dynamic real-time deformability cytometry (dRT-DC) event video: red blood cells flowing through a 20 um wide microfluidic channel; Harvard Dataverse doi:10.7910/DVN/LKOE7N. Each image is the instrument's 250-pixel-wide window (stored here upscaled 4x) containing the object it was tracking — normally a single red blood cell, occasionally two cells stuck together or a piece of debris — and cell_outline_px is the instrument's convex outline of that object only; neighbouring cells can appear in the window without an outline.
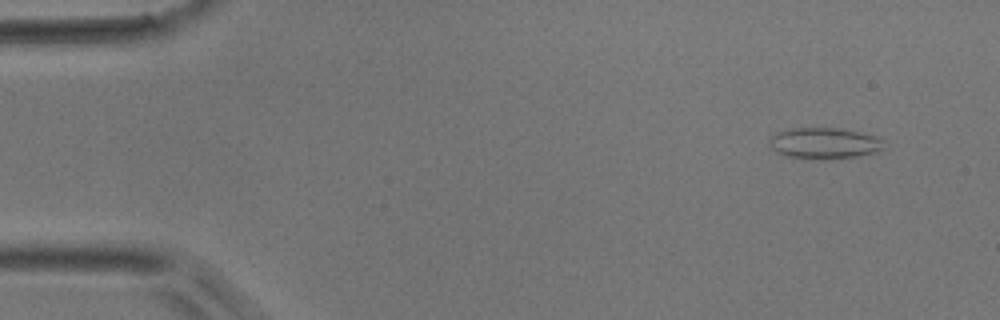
{"species": "common noctule bat (a hibernating species)", "species_latin": "Nyctalus noctula", "temperature_condition": "room temperature", "stored_images_in_passage": 44, "camera_frame_rate_fps": 3000, "um_per_image_px": 0.085, "animal": {"sex": "male", "body_mass_g": 17.9}, "frame": {"image": 1, "passage_image": 1, "time_ms": 0.0, "image_size_px": [1000, 320], "cell_outline_px": [[884, 148], [876, 152], [860, 156], [828, 160], [788, 156], [776, 152], [768, 144], [768, 140], [776, 132], [792, 128], [840, 128], [860, 132], [876, 136], [880, 140]], "centroid_in_image_um": [70.05, 12.18], "position_along_channel_um": 15.0, "area_um2": 20.87}}
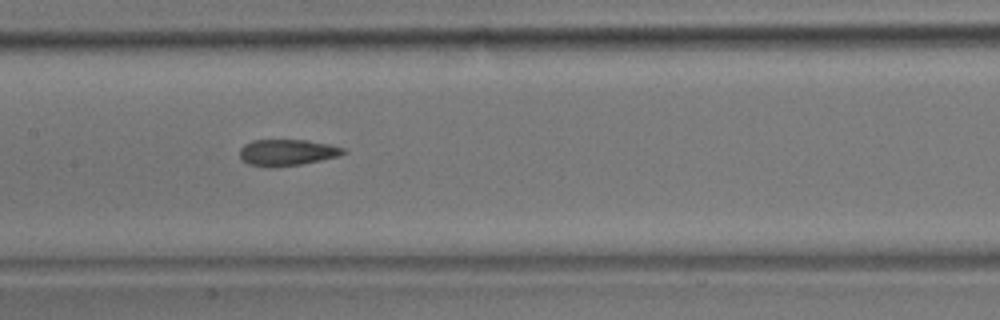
{"frame": {"image": 2, "passage_image": 20, "time_ms": 6.333, "image_size_px": [1000, 320], "cell_outline_px": [[348, 152], [340, 156], [300, 164], [276, 168], [264, 168], [248, 164], [240, 156], [240, 148], [244, 144], [252, 140], [308, 140], [328, 144], [344, 148]], "centroid_in_image_um": [24.39, 12.97], "position_along_channel_um": 183.0, "area_um2": 16.13}}
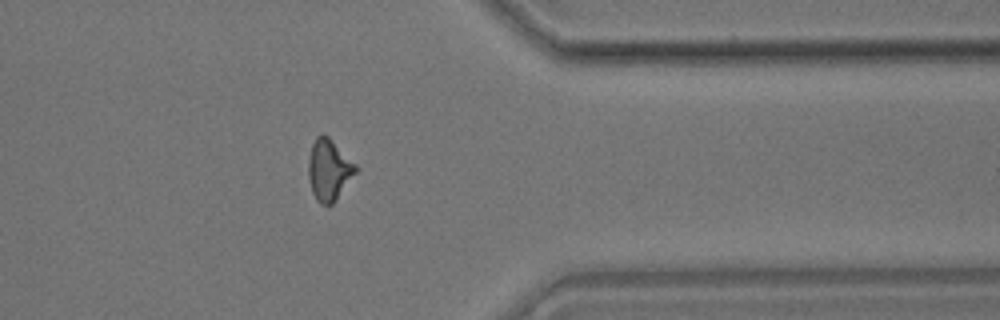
{"frame": {"image": 3, "passage_image": 35, "time_ms": 11.333, "image_size_px": [1000, 320], "cell_outline_px": [[360, 168], [336, 200], [332, 204], [320, 204], [316, 200], [312, 192], [308, 176], [308, 160], [312, 144], [316, 136], [328, 136]], "centroid_in_image_um": [27.97, 14.46], "position_along_channel_um": 383.4, "area_um2": 16.88}}